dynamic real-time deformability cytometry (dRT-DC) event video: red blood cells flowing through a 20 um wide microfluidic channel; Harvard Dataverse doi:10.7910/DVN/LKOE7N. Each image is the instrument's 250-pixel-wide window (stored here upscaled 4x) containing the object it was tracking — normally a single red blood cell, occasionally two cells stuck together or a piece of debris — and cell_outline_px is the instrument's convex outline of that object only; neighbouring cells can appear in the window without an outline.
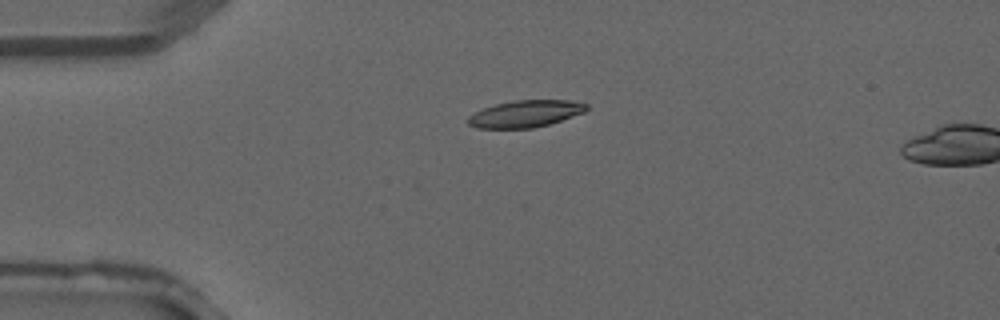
{"species": "common noctule bat (a hibernating species)", "species_latin": "Nyctalus noctula", "temperature_condition": "warm", "stored_images_in_passage": 2, "camera_frame_rate_fps": 3000, "um_per_image_px": 0.085, "animal": {"sex": "male", "forearm_length_mm": 52.5}, "frame": {"image": 1, "passage_image": 1, "time_ms": 0.0, "image_size_px": [1000, 320], "cell_outline_px": [[588, 108], [584, 112], [548, 124], [532, 128], [476, 128], [468, 124], [468, 116], [484, 108], [496, 104], [516, 100], [572, 100], [588, 104]], "centroid_in_image_um": [44.66, 9.66], "position_along_channel_um": 40.3, "area_um2": 18.38}}